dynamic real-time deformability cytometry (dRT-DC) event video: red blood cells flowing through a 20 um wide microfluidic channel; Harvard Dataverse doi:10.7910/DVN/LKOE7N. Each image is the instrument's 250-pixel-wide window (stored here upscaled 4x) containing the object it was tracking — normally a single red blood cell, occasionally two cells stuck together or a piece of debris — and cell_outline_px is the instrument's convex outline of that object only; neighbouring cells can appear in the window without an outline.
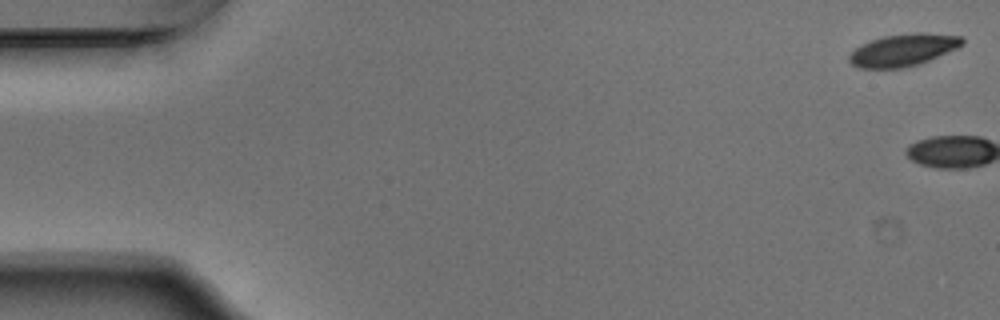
{"species": "Egyptian fruit bat (a non-hibernating species)", "species_latin": "Rousettus aegyptiacus", "temperature_condition": "warm", "stored_images_in_passage": 2, "camera_frame_rate_fps": 3000, "um_per_image_px": 0.085, "animal": {"sex": "male"}, "frame": {"image": 1, "passage_image": 1, "time_ms": 0.0, "image_size_px": [1000, 320], "cell_outline_px": [[964, 44], [956, 48], [920, 64], [900, 68], [860, 68], [852, 64], [848, 60], [848, 56], [860, 44], [884, 36], [916, 32], [924, 32], [960, 36], [964, 40]], "centroid_in_image_um": [76.76, 4.24], "position_along_channel_um": 8.2, "area_um2": 21.1}}